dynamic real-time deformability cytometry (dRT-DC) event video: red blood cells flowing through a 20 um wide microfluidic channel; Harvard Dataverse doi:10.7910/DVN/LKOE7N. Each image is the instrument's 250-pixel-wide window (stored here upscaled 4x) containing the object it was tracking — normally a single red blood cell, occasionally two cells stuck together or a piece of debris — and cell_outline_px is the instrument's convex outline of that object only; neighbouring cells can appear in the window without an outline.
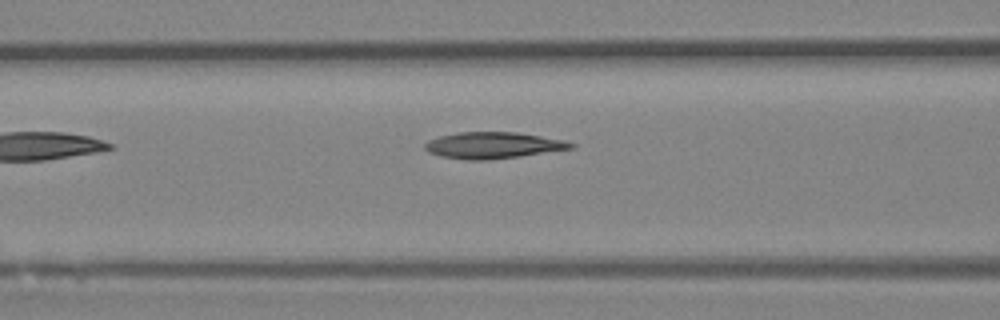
{"species": "Egyptian fruit bat (a non-hibernating species)", "species_latin": "Rousettus aegyptiacus", "temperature_condition": "room temperature", "stored_images_in_passage": 6, "camera_frame_rate_fps": 3000, "um_per_image_px": 0.085, "animal": {"sex": "female"}, "frame": {"image": 1, "passage_image": 6, "time_ms": 1.667, "image_size_px": [1000, 320], "cell_outline_px": [[576, 148], [520, 156], [488, 160], [464, 160], [440, 156], [428, 152], [424, 148], [424, 144], [428, 140], [440, 136], [460, 132], [516, 132], [564, 140], [576, 144]], "centroid_in_image_um": [41.91, 12.36], "position_along_channel_um": 124.7, "area_um2": 22.54}}